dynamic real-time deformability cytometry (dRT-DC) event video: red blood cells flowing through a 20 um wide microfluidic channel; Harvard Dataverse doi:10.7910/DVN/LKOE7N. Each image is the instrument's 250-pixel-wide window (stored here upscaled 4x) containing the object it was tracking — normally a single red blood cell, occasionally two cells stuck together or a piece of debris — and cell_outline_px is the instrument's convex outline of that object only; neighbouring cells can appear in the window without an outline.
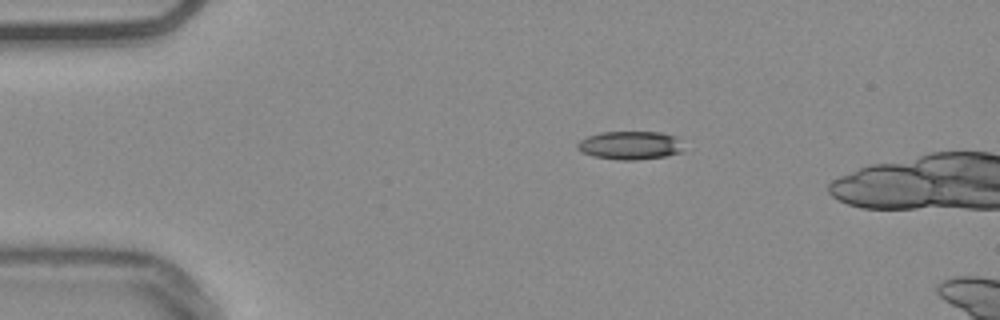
{"species": "common noctule bat (a hibernating species)", "species_latin": "Nyctalus noctula", "temperature_condition": "warm", "stored_images_in_passage": 4, "camera_frame_rate_fps": 3000, "um_per_image_px": 0.085, "animal": {"sex": "male", "body_mass_g": 20.4}, "frame": {"image": 1, "passage_image": 1, "time_ms": 0.0, "image_size_px": [1000, 320], "cell_outline_px": [[684, 152], [664, 156], [636, 160], [620, 160], [592, 156], [580, 152], [576, 148], [576, 144], [580, 140], [588, 136], [600, 132], [660, 132], [676, 136]], "centroid_in_image_um": [53.52, 12.35], "position_along_channel_um": 31.5, "area_um2": 17.63}}